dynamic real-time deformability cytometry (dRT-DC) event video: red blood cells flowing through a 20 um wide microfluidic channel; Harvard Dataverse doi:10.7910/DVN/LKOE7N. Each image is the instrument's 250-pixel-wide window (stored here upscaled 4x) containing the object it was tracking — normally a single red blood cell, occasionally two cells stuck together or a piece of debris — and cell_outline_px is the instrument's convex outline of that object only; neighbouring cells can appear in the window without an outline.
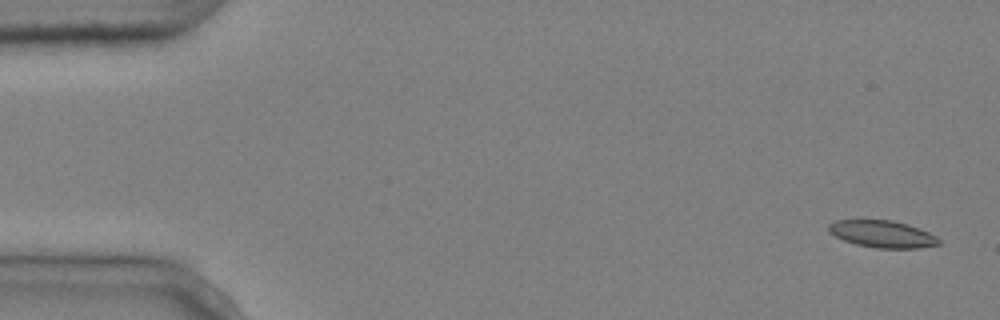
{"species": "common noctule bat (a hibernating species)", "species_latin": "Nyctalus noctula", "temperature_condition": "cold", "stored_images_in_passage": 10, "camera_frame_rate_fps": 3000, "um_per_image_px": 0.085, "animal": {"sex": "male", "body_mass_g": 20.4}, "frame": {"image": 1, "passage_image": 1, "time_ms": 0.0, "image_size_px": [1000, 320], "cell_outline_px": [[940, 244], [920, 248], [876, 248], [856, 244], [844, 240], [828, 232], [828, 224], [836, 220], [892, 220], [908, 224], [928, 232], [936, 236], [940, 240]], "centroid_in_image_um": [75.0, 19.89], "position_along_channel_um": 10.0, "area_um2": 17.34}}
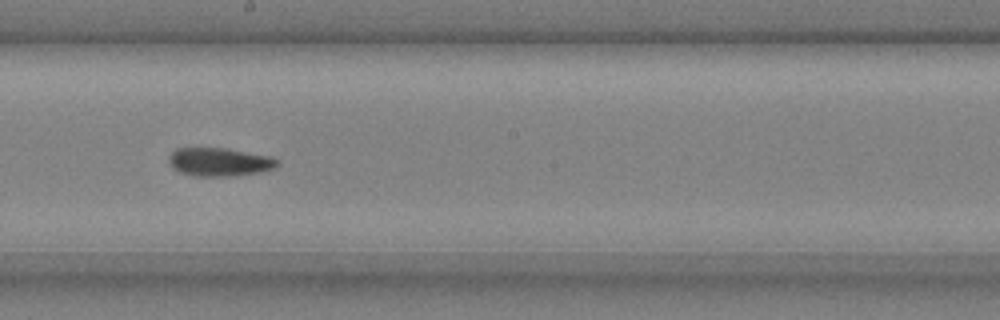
{"frame": {"image": 2, "passage_image": 9, "time_ms": 2.667, "image_size_px": [1000, 320], "cell_outline_px": [[280, 164], [276, 168], [256, 172], [232, 176], [192, 176], [180, 172], [172, 168], [168, 160], [168, 156], [176, 148], [228, 148], [272, 156], [280, 160]], "centroid_in_image_um": [18.67, 13.76], "position_along_channel_um": 229.5, "area_um2": 18.21}}
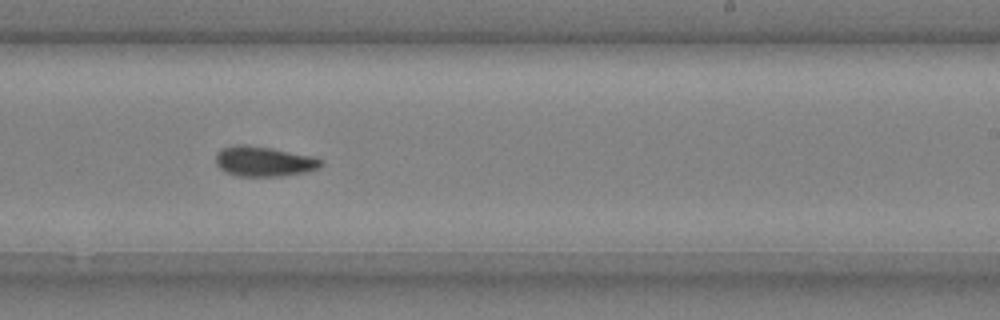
{"frame": {"image": 3, "passage_image": 10, "time_ms": 3.0, "image_size_px": [1000, 320], "cell_outline_px": [[324, 164], [320, 168], [304, 172], [280, 176], [236, 176], [220, 168], [216, 164], [216, 152], [220, 148], [236, 144], [244, 144], [272, 148], [312, 156], [324, 160]], "centroid_in_image_um": [22.43, 13.7], "position_along_channel_um": 266.6, "area_um2": 18.55}}